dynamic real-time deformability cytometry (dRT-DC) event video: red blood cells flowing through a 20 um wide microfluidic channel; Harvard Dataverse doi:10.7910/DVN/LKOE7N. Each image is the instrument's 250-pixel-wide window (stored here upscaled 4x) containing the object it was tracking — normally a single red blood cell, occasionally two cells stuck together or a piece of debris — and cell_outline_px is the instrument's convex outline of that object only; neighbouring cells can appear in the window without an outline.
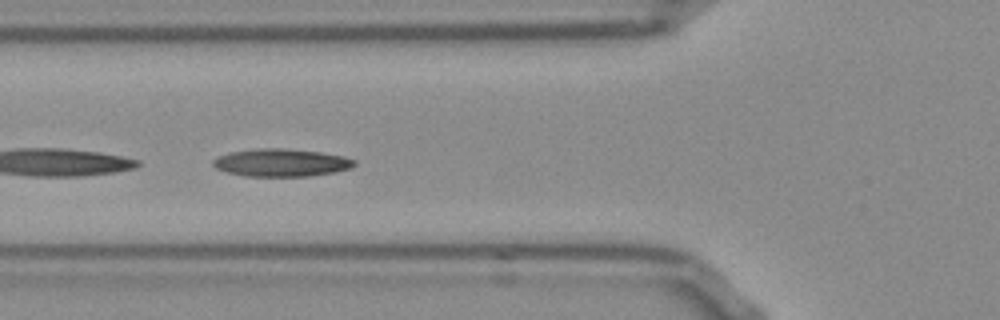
{"species": "Egyptian fruit bat (a non-hibernating species)", "species_latin": "Rousettus aegyptiacus", "temperature_condition": "room temperature", "stored_images_in_passage": 46, "camera_frame_rate_fps": 3000, "um_per_image_px": 0.085, "frame": {"image": 1, "passage_image": 12, "time_ms": 3.667, "image_size_px": [1000, 320], "cell_outline_px": [[356, 164], [352, 168], [336, 172], [308, 176], [244, 176], [228, 172], [216, 168], [212, 164], [212, 160], [220, 156], [232, 152], [264, 148], [280, 148], [320, 152], [344, 156], [356, 160]], "centroid_in_image_um": [23.96, 13.83], "position_along_channel_um": 101.8, "area_um2": 22.66}}
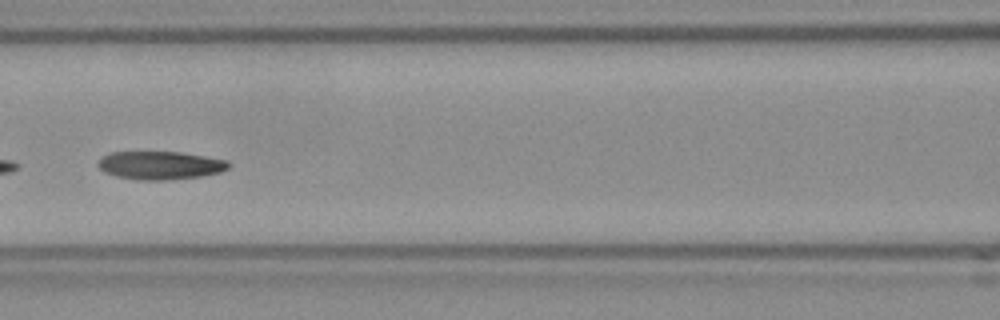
{"frame": {"image": 2, "passage_image": 16, "time_ms": 5.0, "image_size_px": [1000, 320], "cell_outline_px": [[232, 164], [228, 168], [220, 172], [200, 176], [168, 180], [136, 180], [116, 176], [104, 172], [96, 164], [104, 156], [112, 152], [180, 152], [228, 160]], "centroid_in_image_um": [13.63, 14.06], "position_along_channel_um": 153.0, "area_um2": 21.44}}
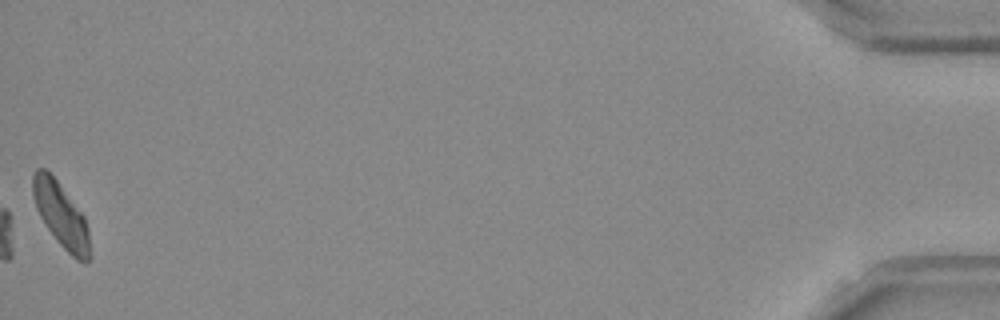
{"frame": {"image": 3, "passage_image": 46, "time_ms": 15.0, "image_size_px": [1000, 320], "cell_outline_px": [[92, 256], [84, 264], [76, 260], [60, 244], [48, 228], [40, 216], [36, 208], [32, 192], [32, 176], [36, 168], [44, 168], [56, 180], [84, 216], [88, 228]], "centroid_in_image_um": [5.21, 18.32], "position_along_channel_um": 430.0, "area_um2": 21.27}, "authors_computed_cell_mechanics": {"area_um2": 21.7039, "velocity_mm_per_s": 3.7888, "shape_relaxation_time_tau1_ms": 10.7098, "shape_relaxation_time_tau2_ms": 3.3301, "deformation_change_tau1": 0.2229, "deformation_change_tau2": 0.0941}}